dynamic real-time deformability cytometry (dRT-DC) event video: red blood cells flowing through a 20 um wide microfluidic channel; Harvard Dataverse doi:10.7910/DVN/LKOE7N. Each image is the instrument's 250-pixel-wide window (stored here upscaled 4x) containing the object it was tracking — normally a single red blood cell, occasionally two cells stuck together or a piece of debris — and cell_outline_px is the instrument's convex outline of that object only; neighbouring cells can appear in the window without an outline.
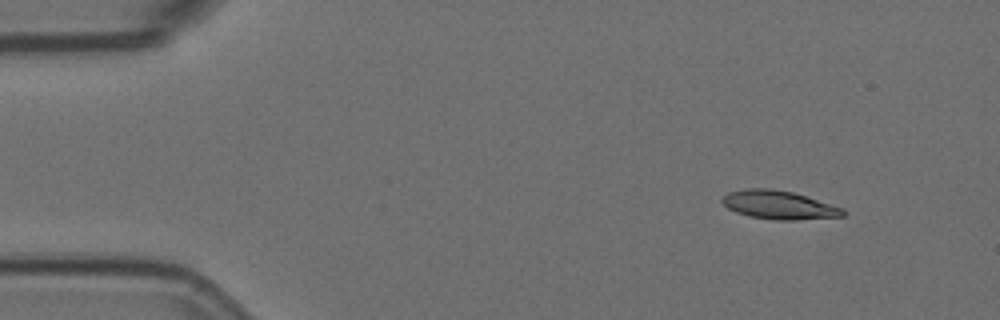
{"species": "Egyptian fruit bat (a non-hibernating species)", "species_latin": "Rousettus aegyptiacus", "temperature_condition": "room temperature", "stored_images_in_passage": 4, "camera_frame_rate_fps": 3000, "um_per_image_px": 0.085, "animal": {"sex": "female"}, "frame": {"image": 1, "passage_image": 1, "time_ms": 0.0, "image_size_px": [1000, 320], "cell_outline_px": [[848, 212], [844, 216], [796, 220], [776, 220], [748, 216], [736, 212], [728, 208], [720, 200], [728, 192], [748, 188], [768, 188], [792, 192], [832, 204], [844, 208]], "centroid_in_image_um": [66.23, 17.43], "position_along_channel_um": 18.8, "area_um2": 20.11}}
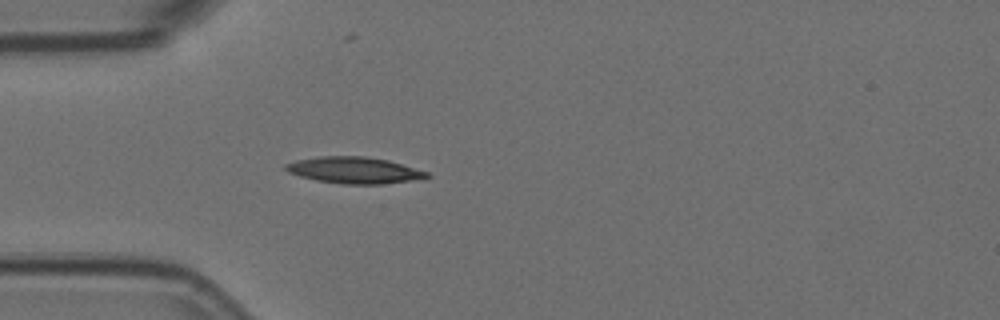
{"frame": {"image": 2, "passage_image": 4, "time_ms": 1.0, "image_size_px": [1000, 320], "cell_outline_px": [[432, 176], [412, 180], [380, 184], [340, 184], [316, 180], [300, 176], [288, 172], [284, 168], [284, 164], [296, 160], [320, 156], [364, 156], [388, 160], [428, 172]], "centroid_in_image_um": [30.07, 14.46], "position_along_channel_um": 54.9, "area_um2": 21.68}}